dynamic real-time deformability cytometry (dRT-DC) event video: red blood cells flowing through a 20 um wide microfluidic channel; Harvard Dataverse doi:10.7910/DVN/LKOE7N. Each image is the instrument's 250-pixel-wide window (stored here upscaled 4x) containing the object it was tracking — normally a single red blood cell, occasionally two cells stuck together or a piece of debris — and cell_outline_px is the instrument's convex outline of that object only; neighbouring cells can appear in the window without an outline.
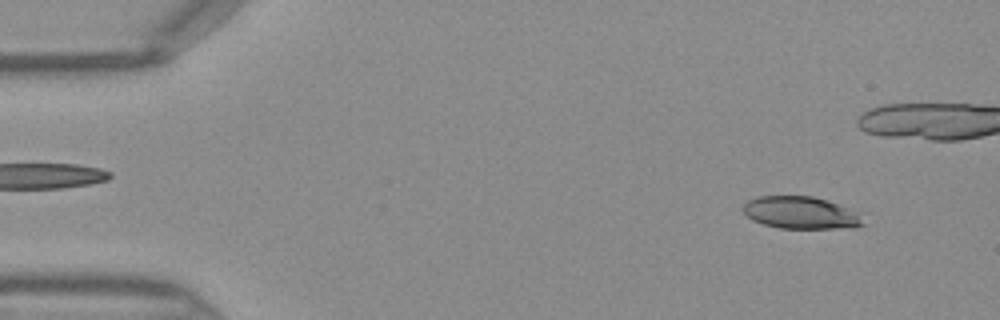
{"species": "Egyptian fruit bat (a non-hibernating species)", "species_latin": "Rousettus aegyptiacus", "temperature_condition": "warm", "stored_images_in_passage": 37, "camera_frame_rate_fps": 3000, "um_per_image_px": 0.085, "frame": {"image": 1, "passage_image": 3, "time_ms": 0.667, "image_size_px": [1000, 320], "cell_outline_px": [[864, 224], [852, 228], [780, 228], [764, 224], [752, 220], [740, 208], [748, 200], [756, 196], [812, 196], [828, 200], [860, 212]], "centroid_in_image_um": [68.08, 18.07], "position_along_channel_um": 16.9, "area_um2": 22.77}}
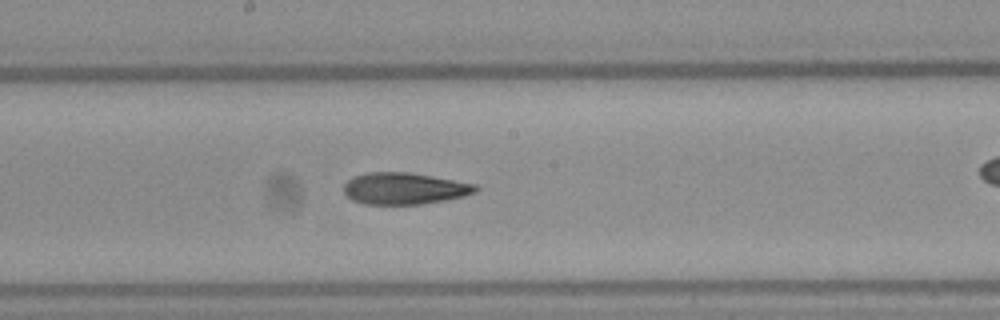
{"frame": {"image": 2, "passage_image": 23, "time_ms": 7.333, "image_size_px": [1000, 320], "cell_outline_px": [[480, 188], [476, 192], [464, 196], [444, 200], [420, 204], [364, 204], [352, 200], [344, 192], [344, 184], [352, 176], [368, 172], [408, 172], [432, 176], [476, 184]], "centroid_in_image_um": [34.36, 16.01], "position_along_channel_um": 213.8, "area_um2": 24.33}}
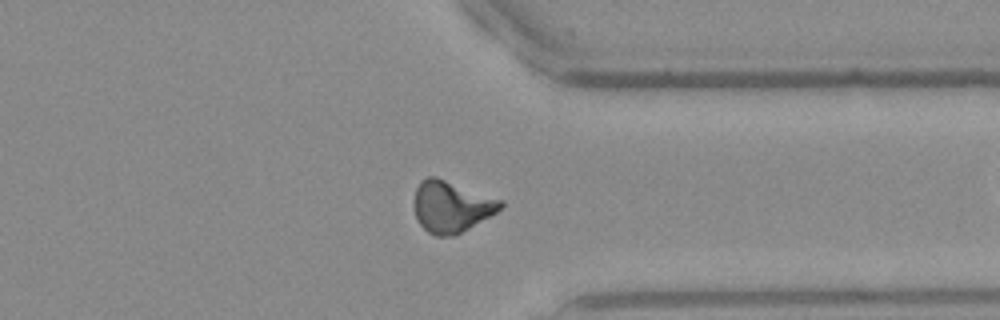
{"frame": {"image": 3, "passage_image": 34, "time_ms": 11.0, "image_size_px": [1000, 320], "cell_outline_px": [[504, 204], [496, 212], [468, 228], [452, 236], [436, 236], [428, 232], [420, 224], [416, 216], [416, 188], [420, 180], [428, 176], [436, 176], [504, 200]], "centroid_in_image_um": [38.38, 17.53], "position_along_channel_um": 373.0, "area_um2": 25.55}}